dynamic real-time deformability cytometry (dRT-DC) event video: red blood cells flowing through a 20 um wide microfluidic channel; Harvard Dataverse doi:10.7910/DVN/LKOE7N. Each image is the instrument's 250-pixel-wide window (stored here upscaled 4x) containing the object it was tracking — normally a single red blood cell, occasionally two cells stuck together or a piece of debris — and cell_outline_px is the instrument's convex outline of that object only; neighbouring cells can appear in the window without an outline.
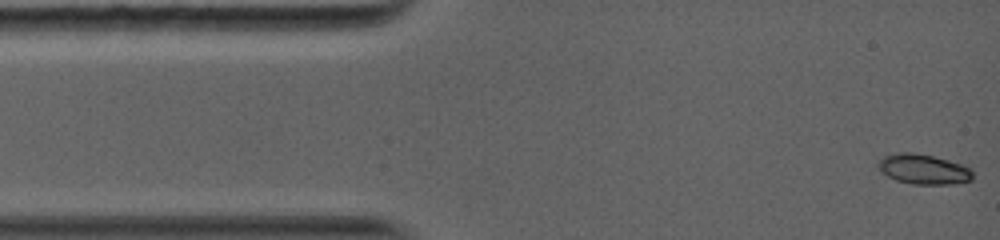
{"species": "common noctule bat (a hibernating species)", "species_latin": "Nyctalus noctula", "temperature_condition": "warm", "stored_images_in_passage": 29, "camera_frame_rate_fps": 5000, "um_per_image_px": 0.085, "animal": {"sex": "female", "body_mass_g": 19.0, "forearm_length_mm": 56.7}, "frame": {"image": 1, "passage_image": 1, "time_ms": 0.0, "image_size_px": [1000, 240], "cell_outline_px": [[972, 180], [952, 184], [912, 184], [896, 180], [888, 176], [876, 164], [884, 156], [896, 152], [912, 152], [932, 156], [948, 160], [960, 164], [968, 168], [972, 172]], "centroid_in_image_um": [78.48, 14.38], "position_along_channel_um": 6.5, "area_um2": 16.3}}
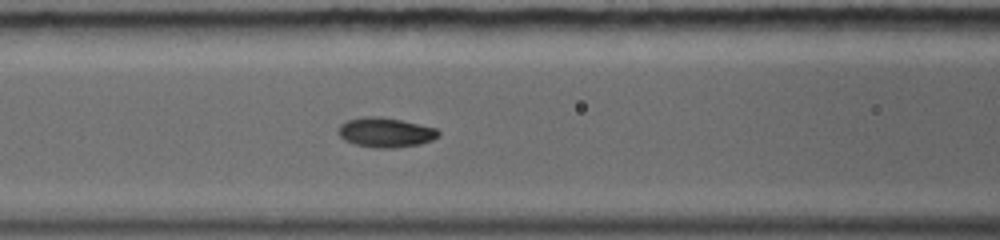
{"frame": {"image": 2, "passage_image": 13, "time_ms": 5.0, "image_size_px": [1000, 240], "cell_outline_px": [[440, 136], [432, 140], [420, 144], [392, 148], [372, 148], [356, 144], [344, 140], [336, 132], [340, 124], [348, 120], [364, 116], [380, 116], [400, 120], [436, 128], [440, 132]], "centroid_in_image_um": [32.75, 11.26], "position_along_channel_um": 133.8, "area_um2": 17.4}}
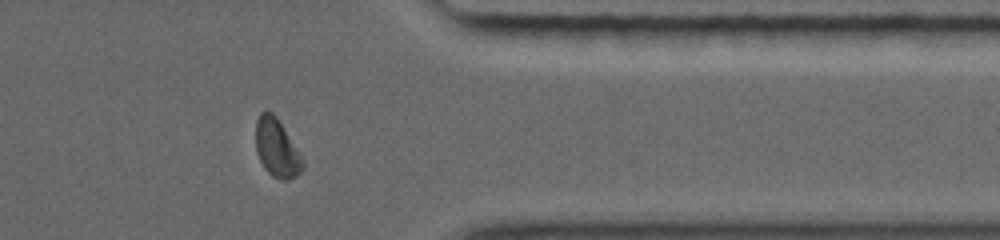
{"frame": {"image": 3, "passage_image": 25, "time_ms": 11.4, "image_size_px": [1000, 240], "cell_outline_px": [[304, 168], [296, 176], [288, 180], [280, 180], [272, 176], [264, 168], [256, 152], [256, 120], [260, 112], [272, 112], [276, 116], [300, 152], [304, 160]], "centroid_in_image_um": [23.54, 12.61], "position_along_channel_um": 387.9, "area_um2": 16.01}, "authors_computed_cell_mechanics": {"area_um2": 16.6464, "velocity_mm_per_s": 4.0987, "shape_relaxation_time_tau1_ms": 3.5628, "shape_relaxation_time_tau2_ms": 9.677, "deformation_change_tau1": 0.1714, "deformation_change_tau2": 0.1075}}